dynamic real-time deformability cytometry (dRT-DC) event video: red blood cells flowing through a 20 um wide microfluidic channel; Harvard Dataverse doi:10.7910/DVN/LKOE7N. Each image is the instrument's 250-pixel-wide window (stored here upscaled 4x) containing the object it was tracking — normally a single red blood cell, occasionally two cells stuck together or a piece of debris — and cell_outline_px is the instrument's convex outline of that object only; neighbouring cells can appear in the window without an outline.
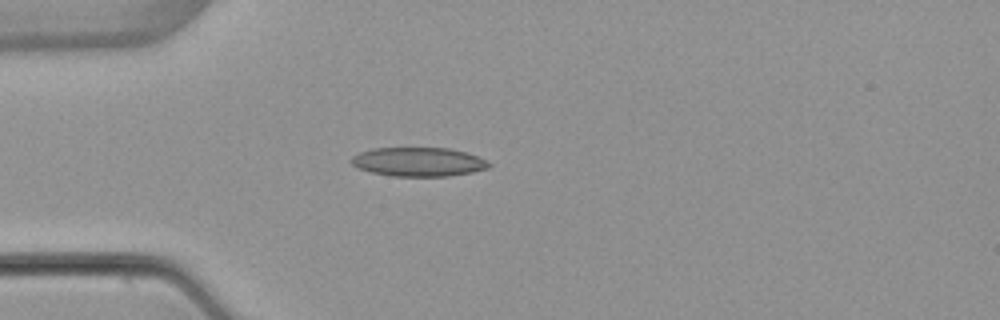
{"species": "common noctule bat (a hibernating species)", "species_latin": "Nyctalus noctula", "temperature_condition": "warm", "stored_images_in_passage": 5, "camera_frame_rate_fps": 3000, "um_per_image_px": 0.085, "animal": {"sex": "female", "body_mass_g": 22.7, "forearm_length_mm": 54.2}, "frame": {"image": 1, "passage_image": 5, "time_ms": 4.667, "image_size_px": [1000, 320], "cell_outline_px": [[492, 164], [488, 168], [472, 172], [448, 176], [392, 176], [372, 172], [360, 168], [352, 164], [352, 156], [360, 152], [372, 148], [448, 148], [468, 152]], "centroid_in_image_um": [35.58, 13.75], "position_along_channel_um": 49.4, "area_um2": 23.06}}